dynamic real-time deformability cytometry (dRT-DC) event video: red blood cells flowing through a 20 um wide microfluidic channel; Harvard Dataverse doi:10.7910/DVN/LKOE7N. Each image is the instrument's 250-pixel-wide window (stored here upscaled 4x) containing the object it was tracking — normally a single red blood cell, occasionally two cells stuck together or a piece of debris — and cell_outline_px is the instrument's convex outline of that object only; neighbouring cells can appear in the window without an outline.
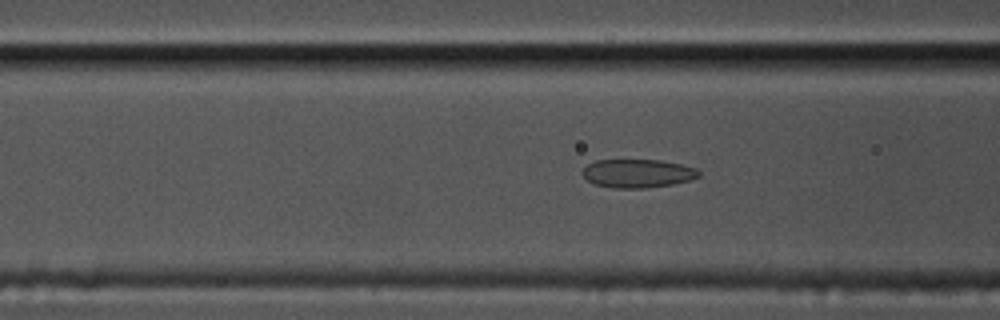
{"species": "common noctule bat (a hibernating species)", "species_latin": "Nyctalus noctula", "temperature_condition": "cold", "stored_images_in_passage": 40, "camera_frame_rate_fps": 3000, "um_per_image_px": 0.085, "animal": {"sex": "male", "body_mass_g": 17.5, "forearm_length_mm": 52.3}, "frame": {"image": 1, "passage_image": 4, "time_ms": 1.0, "image_size_px": [1000, 320], "cell_outline_px": [[700, 176], [688, 180], [672, 184], [644, 188], [612, 188], [596, 184], [588, 180], [580, 172], [588, 164], [596, 160], [660, 160], [680, 164], [696, 168], [700, 172]], "centroid_in_image_um": [54.19, 14.73], "position_along_channel_um": 112.4, "area_um2": 19.19}}
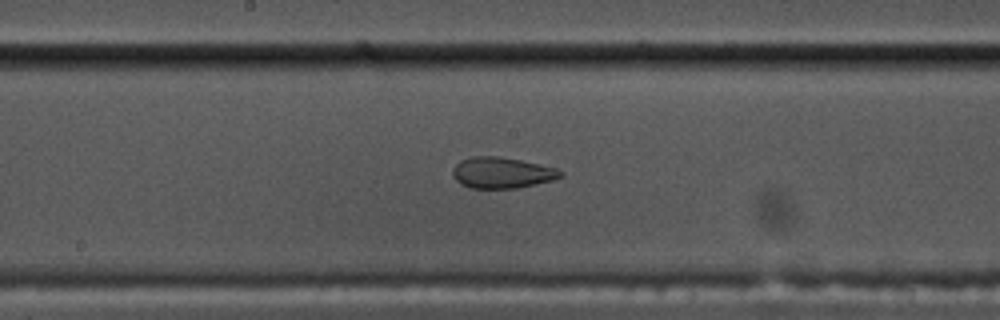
{"frame": {"image": 2, "passage_image": 12, "time_ms": 3.667, "image_size_px": [1000, 320], "cell_outline_px": [[564, 172], [560, 176], [552, 180], [536, 184], [516, 188], [468, 188], [460, 184], [452, 176], [452, 168], [460, 160], [472, 156], [496, 156], [520, 160], [540, 164], [556, 168]], "centroid_in_image_um": [42.61, 14.68], "position_along_channel_um": 205.6, "area_um2": 19.54}}
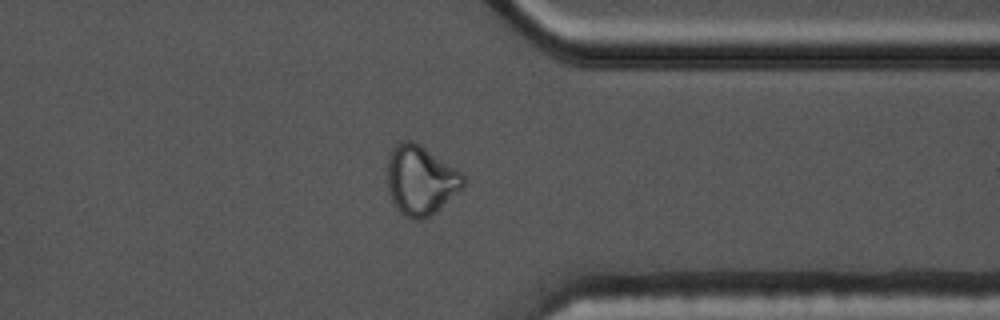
{"frame": {"image": 3, "passage_image": 27, "time_ms": 8.667, "image_size_px": [1000, 320], "cell_outline_px": [[468, 180], [436, 212], [420, 220], [416, 220], [404, 216], [400, 212], [392, 200], [388, 192], [388, 160], [392, 148], [396, 144], [404, 140], [412, 140], [420, 144], [456, 168]], "centroid_in_image_um": [35.74, 15.3], "position_along_channel_um": 375.7, "area_um2": 30.46}}